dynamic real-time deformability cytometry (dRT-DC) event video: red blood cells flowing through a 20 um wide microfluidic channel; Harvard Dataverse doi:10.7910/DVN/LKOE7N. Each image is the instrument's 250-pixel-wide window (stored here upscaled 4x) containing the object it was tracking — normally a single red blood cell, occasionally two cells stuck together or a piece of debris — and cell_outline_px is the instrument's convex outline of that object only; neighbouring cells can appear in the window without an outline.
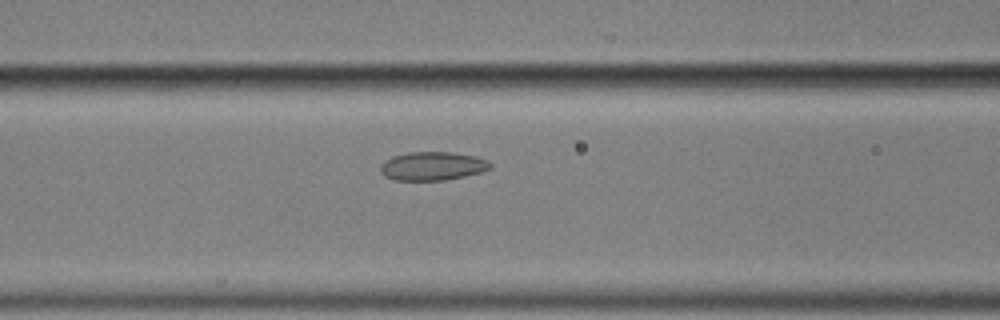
{"species": "common noctule bat (a hibernating species)", "species_latin": "Nyctalus noctula", "temperature_condition": "cold", "stored_images_in_passage": 47, "camera_frame_rate_fps": 3000, "um_per_image_px": 0.085, "animal": {"sex": "male", "body_mass_g": 17.9}, "frame": {"image": 1, "passage_image": 14, "time_ms": 4.333, "image_size_px": [1000, 320], "cell_outline_px": [[492, 168], [484, 172], [444, 180], [392, 180], [384, 176], [380, 172], [380, 164], [392, 156], [408, 152], [452, 152], [476, 156], [488, 160], [492, 164]], "centroid_in_image_um": [36.78, 14.11], "position_along_channel_um": 129.8, "area_um2": 18.55}}
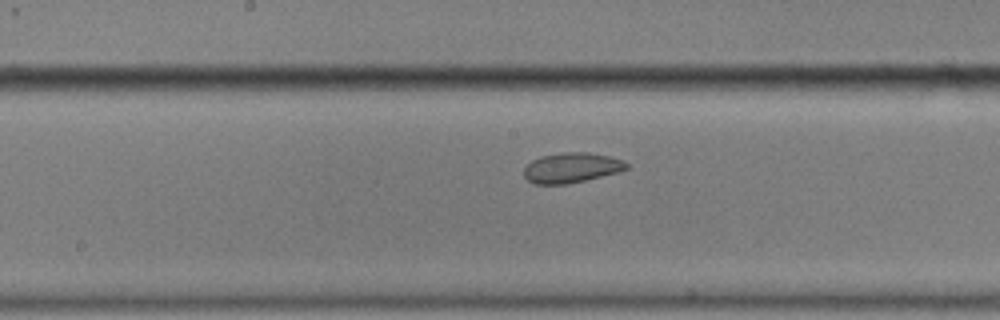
{"frame": {"image": 2, "passage_image": 20, "time_ms": 6.333, "image_size_px": [1000, 320], "cell_outline_px": [[628, 168], [620, 172], [568, 184], [532, 184], [524, 176], [524, 168], [532, 160], [540, 156], [564, 152], [588, 152], [608, 156], [624, 160], [628, 164]], "centroid_in_image_um": [48.58, 14.26], "position_along_channel_um": 199.6, "area_um2": 18.09}}
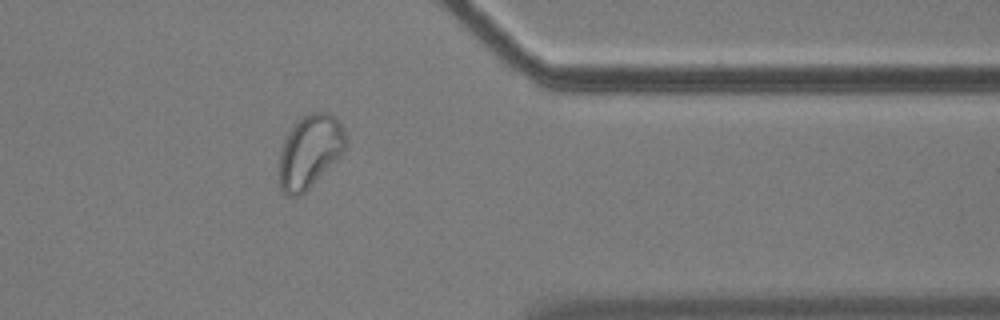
{"frame": {"image": 3, "passage_image": 37, "time_ms": 12.0, "image_size_px": [1000, 320], "cell_outline_px": [[348, 140], [340, 156], [304, 192], [296, 196], [284, 196], [280, 188], [280, 152], [284, 140], [288, 132], [304, 116], [312, 112], [328, 112], [344, 128]], "centroid_in_image_um": [26.33, 12.88], "position_along_channel_um": 385.1, "area_um2": 27.8}, "authors_computed_cell_mechanics": {"area_um2": 19.8254, "velocity_mm_per_s": 3.4897, "shape_relaxation_time_tau1_ms": null, "shape_relaxation_time_tau2_ms": 1.7248, "deformation_change_tau1": null, "deformation_change_tau2": 0.0538}}